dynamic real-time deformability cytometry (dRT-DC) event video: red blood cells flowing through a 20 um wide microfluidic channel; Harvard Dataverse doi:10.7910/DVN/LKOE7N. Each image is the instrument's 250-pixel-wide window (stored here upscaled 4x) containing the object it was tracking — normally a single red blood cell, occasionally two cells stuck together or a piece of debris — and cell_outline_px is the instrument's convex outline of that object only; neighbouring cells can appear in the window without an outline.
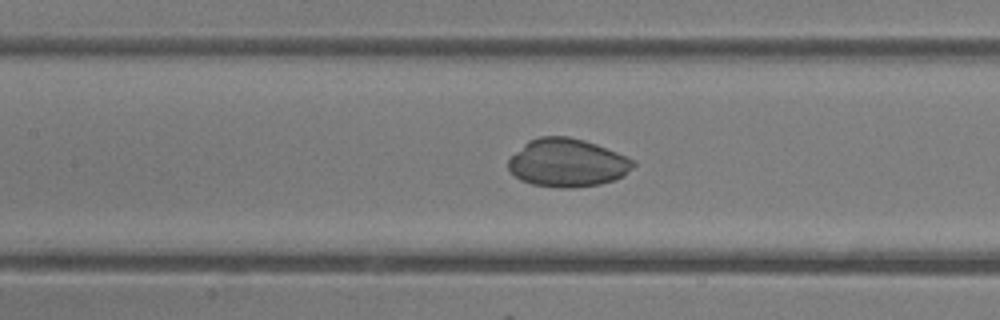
{"species": "common noctule bat (a hibernating species)", "species_latin": "Nyctalus noctula", "temperature_condition": "room temperature", "stored_images_in_passage": 48, "camera_frame_rate_fps": 3000, "um_per_image_px": 0.085, "animal": {"sex": "female"}, "frame": {"image": 1, "passage_image": 22, "time_ms": 7.0, "image_size_px": [1000, 320], "cell_outline_px": [[636, 164], [624, 176], [600, 184], [572, 188], [560, 188], [532, 184], [520, 180], [508, 168], [508, 160], [528, 140], [540, 136], [568, 136], [584, 140], [596, 144], [636, 160]], "centroid_in_image_um": [48.24, 13.84], "position_along_channel_um": 159.2, "area_um2": 35.03}}
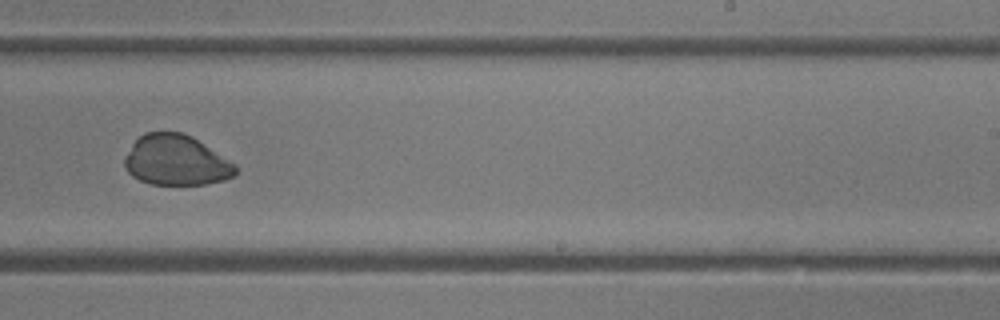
{"frame": {"image": 2, "passage_image": 30, "time_ms": 9.667, "image_size_px": [1000, 320], "cell_outline_px": [[236, 172], [232, 176], [224, 180], [204, 184], [152, 184], [140, 180], [132, 176], [124, 168], [124, 156], [132, 144], [144, 132], [184, 132], [192, 136], [236, 164]], "centroid_in_image_um": [14.94, 13.62], "position_along_channel_um": 274.1, "area_um2": 32.54}}
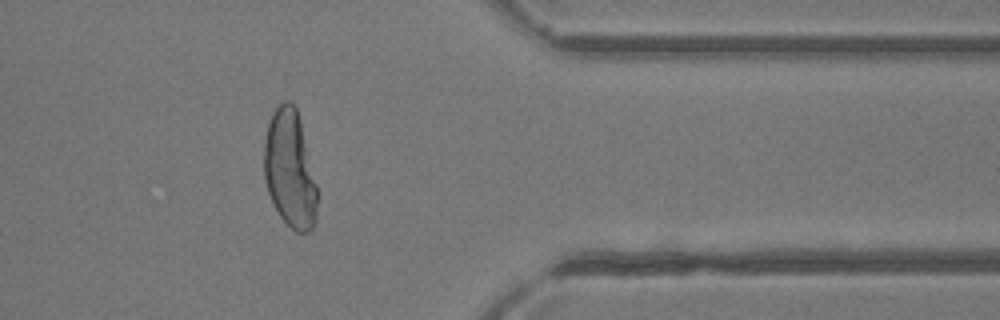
{"frame": {"image": 3, "passage_image": 39, "time_ms": 12.667, "image_size_px": [1000, 320], "cell_outline_px": [[316, 220], [312, 228], [308, 232], [296, 232], [280, 216], [268, 192], [264, 180], [264, 140], [268, 124], [272, 112], [284, 100], [288, 100], [296, 108], [300, 120], [316, 184]], "centroid_in_image_um": [24.62, 14.37], "position_along_channel_um": 386.8, "area_um2": 36.01}}